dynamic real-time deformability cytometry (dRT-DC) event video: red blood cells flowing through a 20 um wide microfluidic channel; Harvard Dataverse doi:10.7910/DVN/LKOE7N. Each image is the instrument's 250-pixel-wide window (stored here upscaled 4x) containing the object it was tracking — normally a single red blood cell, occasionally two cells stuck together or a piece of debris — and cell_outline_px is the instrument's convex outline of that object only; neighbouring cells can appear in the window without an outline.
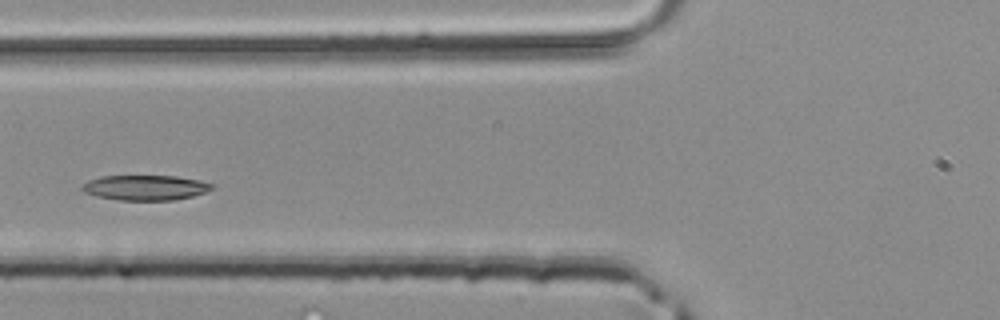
{"species": "common noctule bat (a hibernating species)", "species_latin": "Nyctalus noctula", "temperature_condition": "room temperature", "stored_images_in_passage": 37, "camera_frame_rate_fps": 3000, "um_per_image_px": 0.085, "animal": {"sex": "male", "body_mass_g": 20.4}, "frame": {"image": 1, "passage_image": 10, "time_ms": 3.0, "image_size_px": [1000, 320], "cell_outline_px": [[216, 184], [212, 188], [204, 192], [192, 196], [172, 200], [116, 200], [96, 196], [84, 192], [80, 188], [88, 180], [100, 176], [176, 176], [200, 180]], "centroid_in_image_um": [12.34, 15.94], "position_along_channel_um": 113.5, "area_um2": 19.02}}
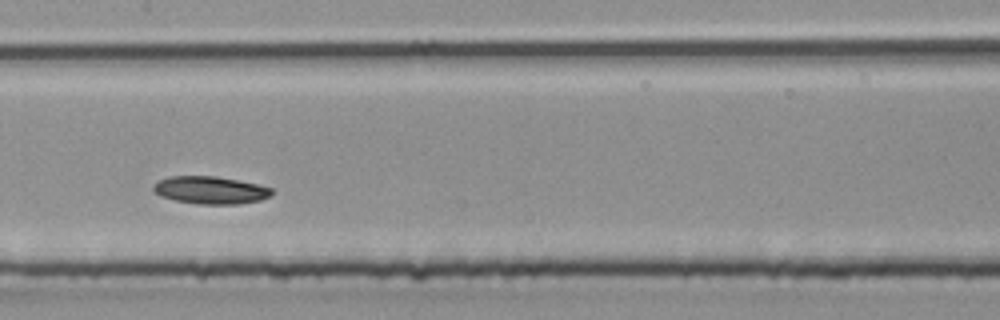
{"frame": {"image": 2, "passage_image": 15, "time_ms": 4.667, "image_size_px": [1000, 320], "cell_outline_px": [[272, 196], [260, 200], [236, 204], [196, 204], [176, 200], [160, 196], [152, 188], [152, 184], [168, 176], [216, 176], [256, 184], [272, 188]], "centroid_in_image_um": [17.87, 16.16], "position_along_channel_um": 189.5, "area_um2": 18.96}}
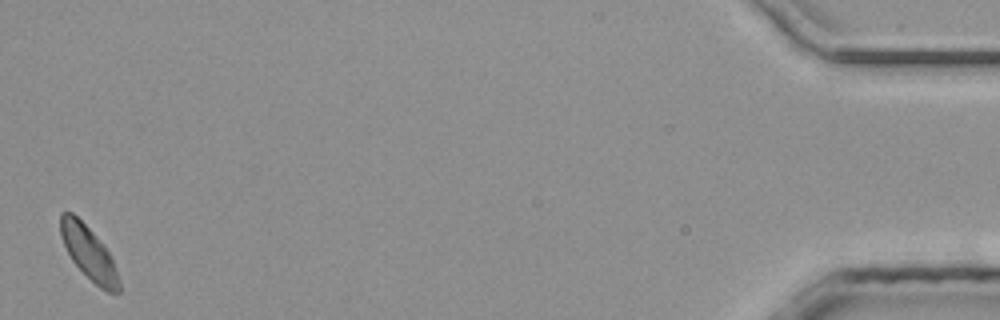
{"frame": {"image": 3, "passage_image": 37, "time_ms": 12.0, "image_size_px": [1000, 320], "cell_outline_px": [[120, 292], [108, 292], [100, 288], [72, 260], [60, 236], [60, 212], [72, 212], [100, 240], [112, 256], [120, 280]], "centroid_in_image_um": [7.56, 21.49], "position_along_channel_um": 427.6, "area_um2": 17.92}}